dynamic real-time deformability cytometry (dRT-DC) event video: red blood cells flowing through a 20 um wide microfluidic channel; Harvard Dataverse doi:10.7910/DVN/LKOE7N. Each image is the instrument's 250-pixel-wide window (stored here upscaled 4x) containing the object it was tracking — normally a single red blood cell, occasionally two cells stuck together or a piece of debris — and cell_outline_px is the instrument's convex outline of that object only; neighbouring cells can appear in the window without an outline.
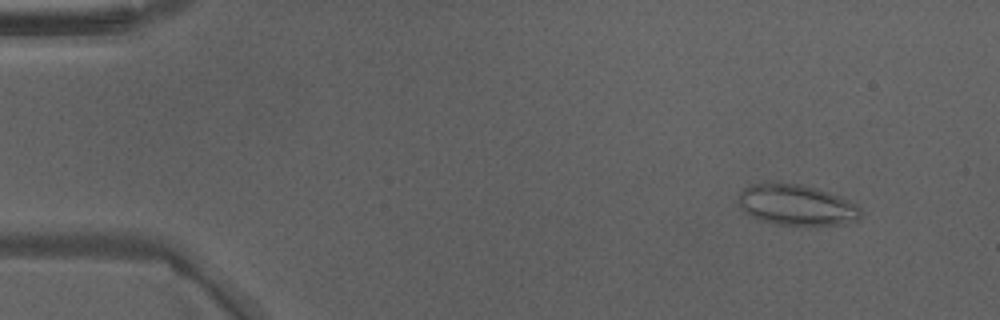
{"species": "Egyptian fruit bat (a non-hibernating species)", "species_latin": "Rousettus aegyptiacus", "temperature_condition": "warm", "stored_images_in_passage": 49, "camera_frame_rate_fps": 3000, "um_per_image_px": 0.085, "animal": {"sex": "male"}, "frame": {"image": 1, "passage_image": 5, "time_ms": 1.333, "image_size_px": [1000, 320], "cell_outline_px": [[860, 220], [844, 224], [776, 224], [756, 220], [744, 212], [740, 208], [740, 192], [744, 188], [752, 184], [764, 180], [776, 180], [800, 184], [816, 188], [840, 196], [856, 204], [860, 208]], "centroid_in_image_um": [67.65, 17.38], "position_along_channel_um": 17.3, "area_um2": 29.54}}
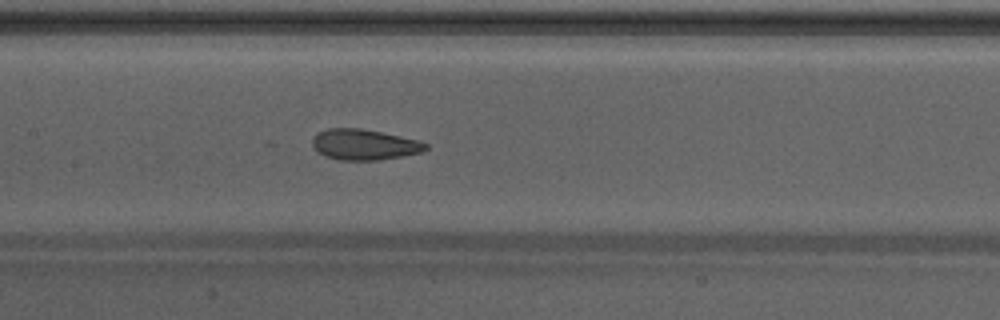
{"frame": {"image": 2, "passage_image": 24, "time_ms": 7.667, "image_size_px": [1000, 320], "cell_outline_px": [[428, 148], [424, 152], [380, 160], [336, 160], [324, 156], [312, 144], [312, 136], [316, 132], [328, 128], [360, 128], [380, 132], [416, 140], [428, 144]], "centroid_in_image_um": [30.93, 12.29], "position_along_channel_um": 176.5, "area_um2": 20.29}}
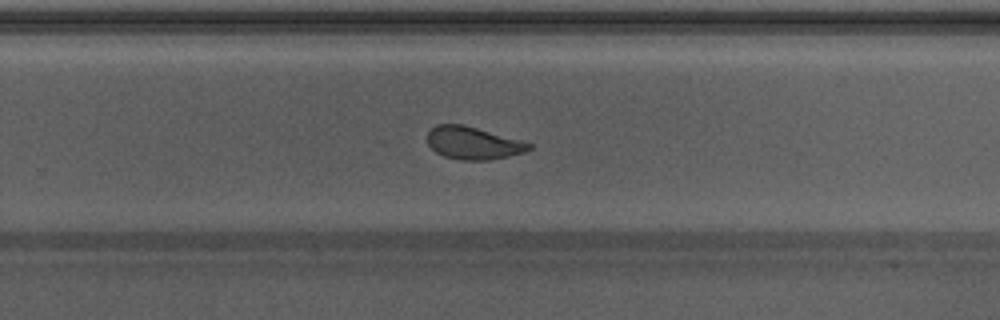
{"frame": {"image": 3, "passage_image": 32, "time_ms": 10.333, "image_size_px": [1000, 320], "cell_outline_px": [[532, 148], [524, 152], [492, 160], [460, 160], [444, 156], [436, 152], [428, 144], [428, 132], [436, 124], [464, 124], [520, 140], [532, 144]], "centroid_in_image_um": [40.21, 12.16], "position_along_channel_um": 289.6, "area_um2": 19.25}, "authors_computed_cell_mechanics": {"area_um2": 21.5594, "velocity_mm_per_s": 4.2704, "shape_relaxation_time_tau1_ms": 5.4186, "shape_relaxation_time_tau2_ms": 1.2562, "deformation_change_tau1": 0.1566, "deformation_change_tau2": 0.0917}}